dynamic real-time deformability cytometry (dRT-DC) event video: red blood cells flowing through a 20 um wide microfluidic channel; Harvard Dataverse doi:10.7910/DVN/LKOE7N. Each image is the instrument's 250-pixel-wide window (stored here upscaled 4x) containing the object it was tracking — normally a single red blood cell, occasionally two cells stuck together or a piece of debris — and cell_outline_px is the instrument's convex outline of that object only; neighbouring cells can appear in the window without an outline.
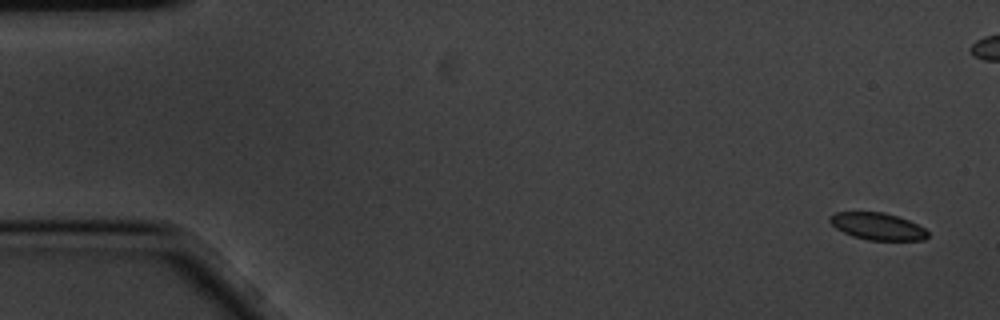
{"species": "common noctule bat (a hibernating species)", "species_latin": "Nyctalus noctula", "temperature_condition": "cold", "stored_images_in_passage": 6, "camera_frame_rate_fps": 3000, "um_per_image_px": 0.085, "animal": {"sex": "male", "body_mass_g": 20.1, "forearm_length_mm": 53.5}, "frame": {"image": 1, "passage_image": 1, "time_ms": 0.0, "image_size_px": [1000, 320], "cell_outline_px": [[928, 236], [924, 240], [868, 240], [852, 236], [836, 228], [828, 220], [836, 212], [884, 212], [908, 220], [924, 228], [928, 232]], "centroid_in_image_um": [74.6, 19.24], "position_along_channel_um": 10.4, "area_um2": 15.26}}